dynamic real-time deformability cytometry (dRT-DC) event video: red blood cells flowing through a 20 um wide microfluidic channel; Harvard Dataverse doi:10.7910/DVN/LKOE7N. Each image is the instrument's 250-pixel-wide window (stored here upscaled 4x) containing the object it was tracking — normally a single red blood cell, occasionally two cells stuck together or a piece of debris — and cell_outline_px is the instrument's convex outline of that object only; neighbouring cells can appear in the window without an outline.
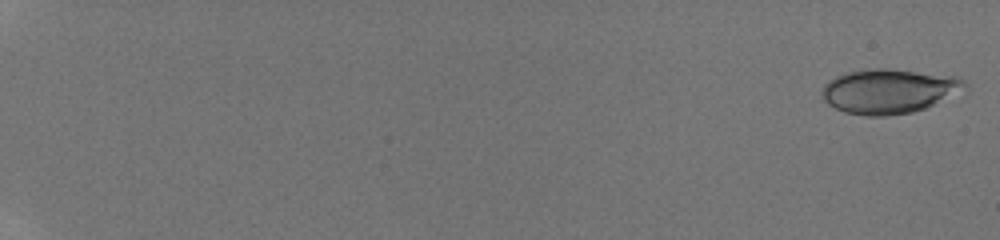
{"species": "human", "species_latin": "Homo sapiens", "temperature_condition": "room temperature", "stored_images_in_passage": 52, "camera_frame_rate_fps": 3000, "um_per_image_px": 0.085, "donor": {"sex": "male"}, "frame": {"image": 1, "passage_image": 1, "time_ms": 0.0, "image_size_px": [1000, 240], "cell_outline_px": [[968, 88], [924, 108], [912, 112], [888, 116], [868, 116], [844, 112], [828, 104], [824, 100], [820, 92], [824, 84], [828, 80], [836, 76], [848, 72], [872, 68], [888, 68], [956, 76], [964, 80], [968, 84]], "centroid_in_image_um": [75.54, 7.74], "position_along_channel_um": 9.5, "area_um2": 37.11}}
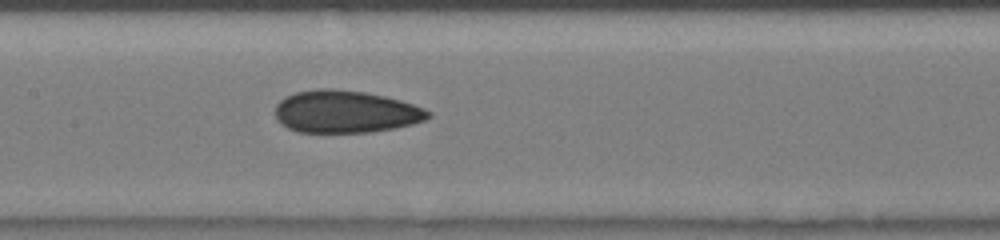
{"frame": {"image": 2, "passage_image": 30, "time_ms": 9.667, "image_size_px": [1000, 240], "cell_outline_px": [[432, 116], [424, 120], [412, 124], [396, 128], [372, 132], [300, 132], [288, 128], [276, 116], [276, 104], [284, 96], [296, 92], [316, 88], [332, 88], [364, 92], [384, 96], [400, 100], [424, 108], [432, 112]], "centroid_in_image_um": [29.39, 9.48], "position_along_channel_um": 178.0, "area_um2": 37.8}}
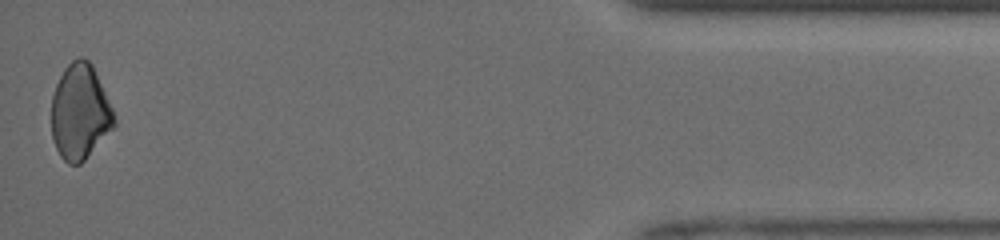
{"frame": {"image": 3, "passage_image": 52, "time_ms": 17.0, "image_size_px": [1000, 240], "cell_outline_px": [[116, 124], [84, 160], [80, 164], [68, 164], [60, 156], [56, 148], [52, 136], [52, 96], [56, 84], [64, 68], [72, 60], [80, 56], [88, 60], [92, 64], [112, 108], [116, 120]], "centroid_in_image_um": [6.79, 9.51], "position_along_channel_um": 428.4, "area_um2": 34.56}, "authors_computed_cell_mechanics": {"area_um2": 36.2695, "velocity_mm_per_s": 4.2401, "shape_relaxation_time_tau1_ms": null, "shape_relaxation_time_tau2_ms": 3.8299, "deformation_change_tau1": null, "deformation_change_tau2": 0.1012}}